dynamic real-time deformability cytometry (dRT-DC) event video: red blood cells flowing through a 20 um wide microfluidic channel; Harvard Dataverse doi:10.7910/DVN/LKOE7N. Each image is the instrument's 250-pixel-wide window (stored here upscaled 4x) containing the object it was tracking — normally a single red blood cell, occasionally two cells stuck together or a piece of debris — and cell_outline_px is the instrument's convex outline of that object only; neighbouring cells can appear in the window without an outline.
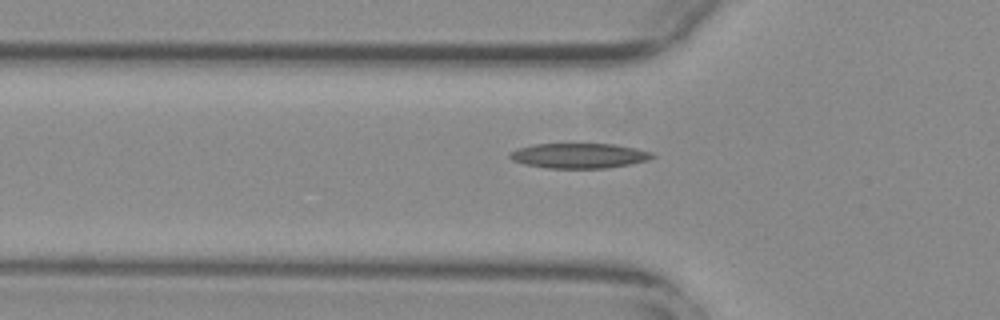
{"species": "common noctule bat (a hibernating species)", "species_latin": "Nyctalus noctula", "temperature_condition": "warm", "stored_images_in_passage": 39, "camera_frame_rate_fps": 3000, "um_per_image_px": 0.085, "animal": {"sex": "female", "body_mass_g": 29.2, "forearm_length_mm": 56.3}, "frame": {"image": 1, "passage_image": 9, "time_ms": 2.667, "image_size_px": [1000, 320], "cell_outline_px": [[656, 156], [648, 160], [608, 168], [548, 168], [524, 164], [512, 160], [508, 156], [508, 152], [520, 148], [536, 144], [616, 144], [636, 148], [652, 152]], "centroid_in_image_um": [49.23, 13.23], "position_along_channel_um": 76.6, "area_um2": 20.75}}
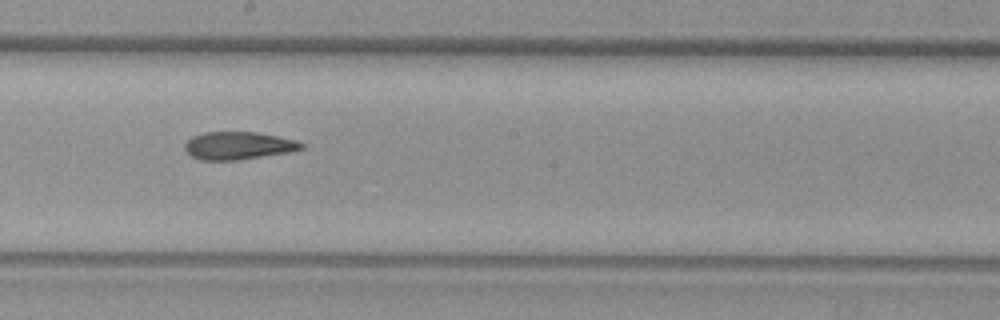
{"frame": {"image": 2, "passage_image": 21, "time_ms": 6.667, "image_size_px": [1000, 320], "cell_outline_px": [[308, 144], [304, 148], [292, 152], [240, 160], [200, 160], [192, 156], [184, 148], [184, 144], [192, 136], [204, 132], [256, 132], [296, 140]], "centroid_in_image_um": [20.31, 12.38], "position_along_channel_um": 227.9, "area_um2": 19.07}}
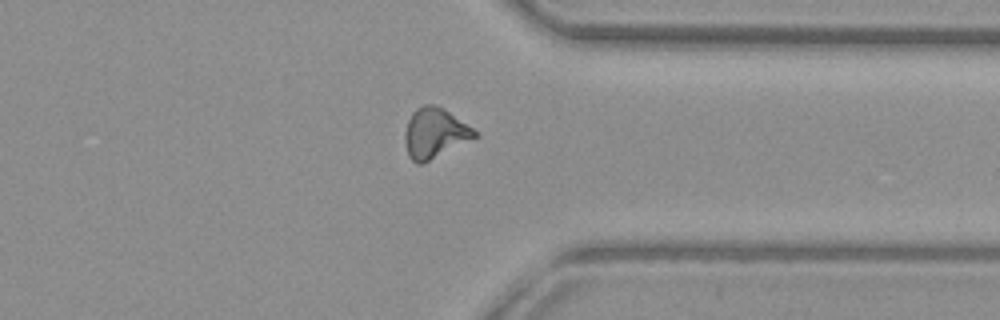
{"frame": {"image": 3, "passage_image": 33, "time_ms": 10.667, "image_size_px": [1000, 320], "cell_outline_px": [[480, 136], [420, 164], [416, 164], [408, 156], [404, 140], [404, 136], [408, 120], [412, 112], [416, 108], [424, 104], [436, 104], [444, 108], [472, 128]], "centroid_in_image_um": [36.94, 11.3], "position_along_channel_um": 374.5, "area_um2": 20.29}, "authors_computed_cell_mechanics": {"area_um2": 19.8254, "velocity_mm_per_s": 3.7612, "shape_relaxation_time_tau1_ms": null, "shape_relaxation_time_tau2_ms": 4.4075, "deformation_change_tau1": null, "deformation_change_tau2": 0.1341}}